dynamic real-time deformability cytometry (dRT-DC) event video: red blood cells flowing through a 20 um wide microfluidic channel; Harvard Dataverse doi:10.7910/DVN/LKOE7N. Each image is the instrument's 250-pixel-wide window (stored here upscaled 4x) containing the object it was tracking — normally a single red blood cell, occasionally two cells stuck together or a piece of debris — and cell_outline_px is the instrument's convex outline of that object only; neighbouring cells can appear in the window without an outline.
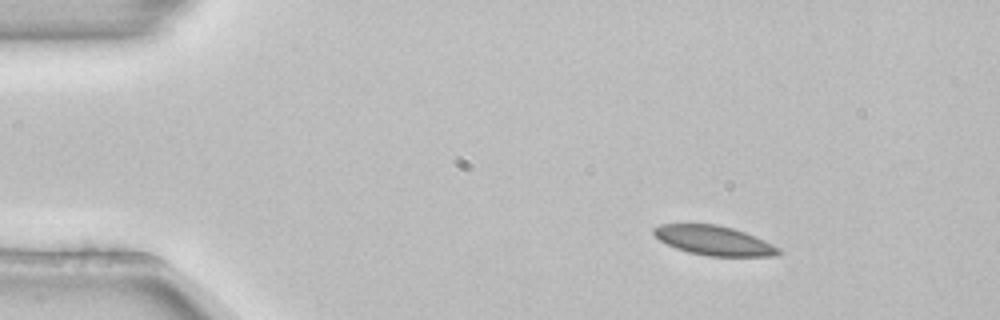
{"species": "common noctule bat (a hibernating species)", "species_latin": "Nyctalus noctula", "temperature_condition": "room temperature", "stored_images_in_passage": 4, "camera_frame_rate_fps": 3000, "um_per_image_px": 0.085, "animal": {"sex": "female", "body_mass_g": 22.7, "forearm_length_mm": 54.2}, "frame": {"image": 1, "passage_image": 1, "time_ms": 0.0, "image_size_px": [1000, 320], "cell_outline_px": [[784, 252], [776, 256], [708, 256], [688, 252], [676, 248], [660, 240], [652, 232], [652, 228], [660, 224], [716, 224], [732, 228], [744, 232], [764, 240], [780, 248]], "centroid_in_image_um": [60.7, 20.45], "position_along_channel_um": 24.3, "area_um2": 21.39}}
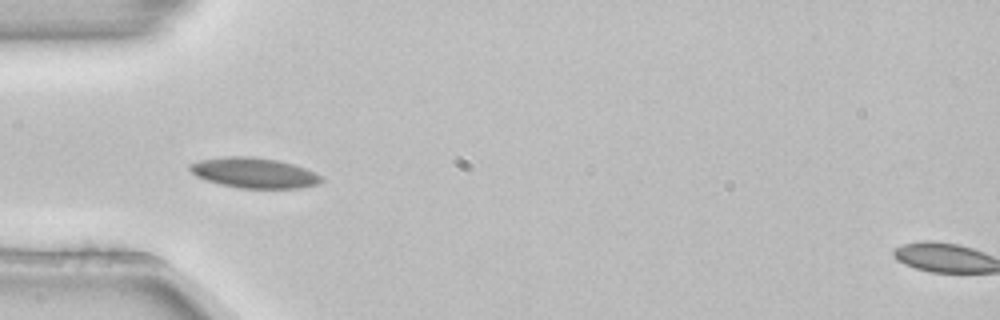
{"frame": {"image": 2, "passage_image": 3, "time_ms": 0.667, "image_size_px": [1000, 320], "cell_outline_px": [[324, 180], [320, 184], [300, 188], [240, 188], [220, 184], [196, 176], [188, 168], [188, 164], [200, 160], [224, 156], [252, 156], [280, 160], [304, 168], [320, 176]], "centroid_in_image_um": [21.59, 14.68], "position_along_channel_um": 63.4, "area_um2": 23.24}}